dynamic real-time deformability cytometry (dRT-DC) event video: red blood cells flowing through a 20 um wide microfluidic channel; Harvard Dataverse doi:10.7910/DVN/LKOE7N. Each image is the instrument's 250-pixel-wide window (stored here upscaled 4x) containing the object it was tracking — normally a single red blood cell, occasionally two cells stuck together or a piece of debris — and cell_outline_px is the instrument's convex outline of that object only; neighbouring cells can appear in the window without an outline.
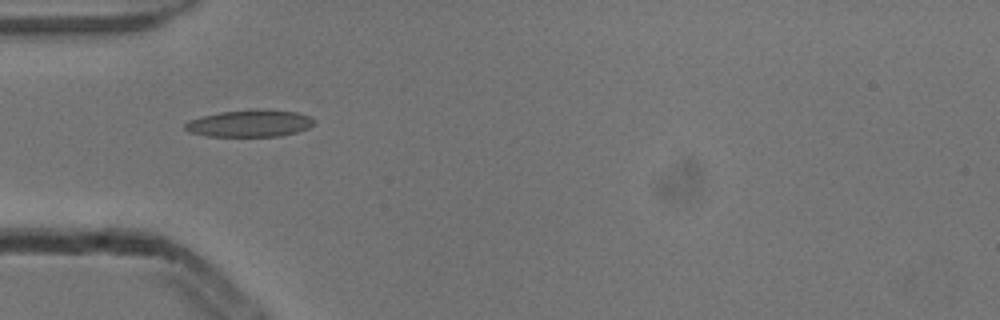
{"species": "common noctule bat (a hibernating species)", "species_latin": "Nyctalus noctula", "temperature_condition": "cold", "stored_images_in_passage": 3, "camera_frame_rate_fps": 3000, "um_per_image_px": 0.085, "animal": {"sex": "male", "body_mass_g": 13.3}, "frame": {"image": 1, "passage_image": 1, "time_ms": 0.0, "image_size_px": [1000, 320], "cell_outline_px": [[316, 120], [308, 128], [296, 132], [280, 136], [208, 136], [192, 132], [184, 128], [184, 124], [188, 120], [220, 112], [252, 108], [300, 112]], "centroid_in_image_um": [21.25, 10.47], "position_along_channel_um": 63.7, "area_um2": 20.35}}
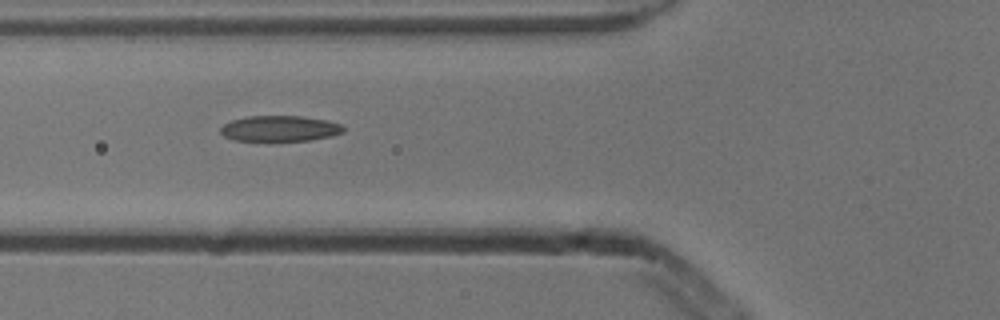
{"frame": {"image": 2, "passage_image": 2, "time_ms": 0.333, "image_size_px": [1000, 320], "cell_outline_px": [[344, 132], [332, 136], [308, 140], [236, 140], [224, 136], [220, 132], [220, 128], [224, 124], [232, 120], [248, 116], [300, 116], [328, 120], [344, 124]], "centroid_in_image_um": [23.83, 10.91], "position_along_channel_um": 102.0, "area_um2": 18.32}}
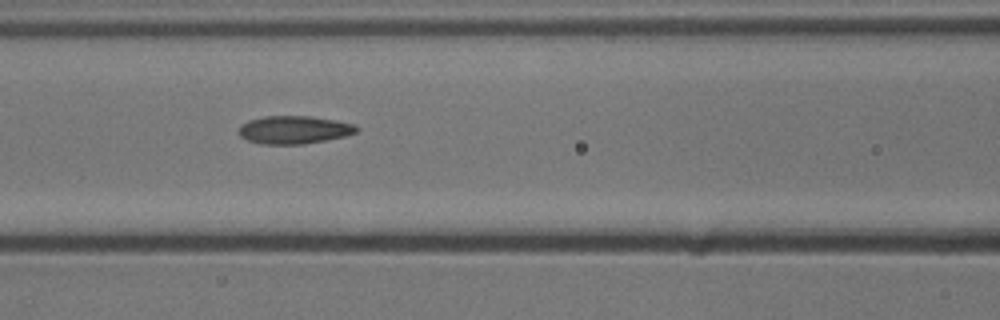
{"frame": {"image": 3, "passage_image": 3, "time_ms": 0.667, "image_size_px": [1000, 320], "cell_outline_px": [[360, 128], [356, 132], [344, 136], [304, 144], [264, 144], [248, 140], [240, 136], [240, 124], [248, 120], [264, 116], [312, 116], [336, 120], [356, 124]], "centroid_in_image_um": [25.02, 11.02], "position_along_channel_um": 141.6, "area_um2": 19.19}}